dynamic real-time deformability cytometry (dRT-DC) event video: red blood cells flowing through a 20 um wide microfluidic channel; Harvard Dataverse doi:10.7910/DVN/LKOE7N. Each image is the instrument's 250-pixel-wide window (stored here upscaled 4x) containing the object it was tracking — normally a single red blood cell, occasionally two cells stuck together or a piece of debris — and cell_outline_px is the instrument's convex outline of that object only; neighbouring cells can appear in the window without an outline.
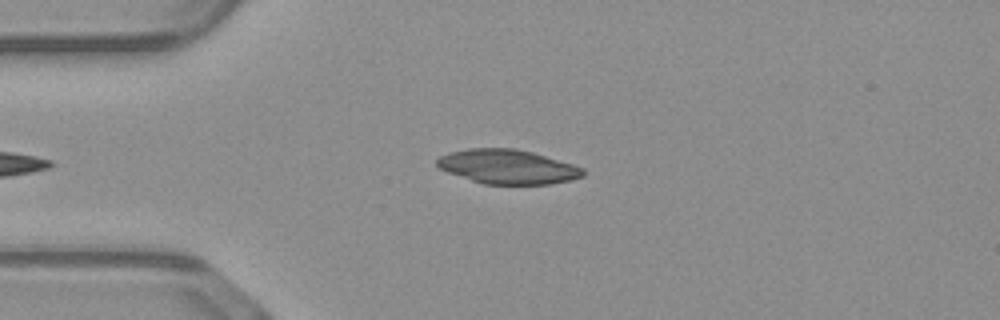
{"species": "common noctule bat (a hibernating species)", "species_latin": "Nyctalus noctula", "temperature_condition": "warm", "stored_images_in_passage": 37, "camera_frame_rate_fps": 3000, "um_per_image_px": 0.085, "animal": {"sex": "male", "body_mass_g": 23.1, "forearm_length_mm": 52.7}, "frame": {"image": 1, "passage_image": 3, "time_ms": 0.667, "image_size_px": [1000, 320], "cell_outline_px": [[584, 176], [572, 180], [552, 184], [484, 184], [448, 172], [440, 168], [436, 164], [436, 160], [440, 156], [448, 152], [468, 148], [516, 148], [532, 152], [572, 164], [584, 168]], "centroid_in_image_um": [43.16, 14.17], "position_along_channel_um": 41.8, "area_um2": 29.19}}
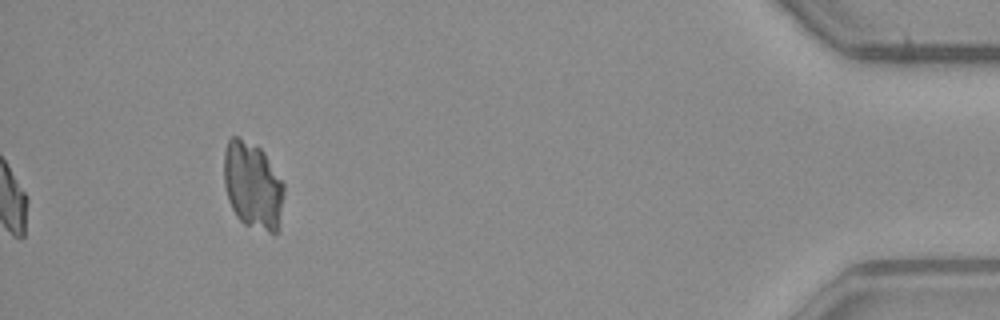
{"frame": {"image": 2, "passage_image": 37, "time_ms": 12.0, "image_size_px": [1000, 320], "cell_outline_px": [[284, 192], [276, 232], [268, 232], [244, 224], [236, 216], [228, 200], [224, 184], [224, 152], [228, 140], [232, 136], [236, 136], [256, 144], [264, 152], [284, 184]], "centroid_in_image_um": [21.45, 15.72], "position_along_channel_um": 413.7, "area_um2": 30.29}}